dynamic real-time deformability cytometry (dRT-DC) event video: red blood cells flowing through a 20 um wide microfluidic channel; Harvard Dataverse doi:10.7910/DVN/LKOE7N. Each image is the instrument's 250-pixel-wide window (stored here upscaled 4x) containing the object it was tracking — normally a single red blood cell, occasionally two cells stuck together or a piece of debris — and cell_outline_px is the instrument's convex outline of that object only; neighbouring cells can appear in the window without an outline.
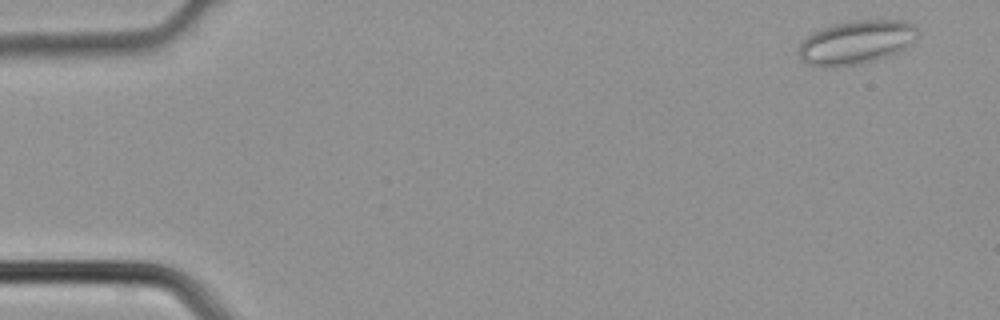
{"species": "common noctule bat (a hibernating species)", "species_latin": "Nyctalus noctula", "temperature_condition": "cold", "stored_images_in_passage": 4, "camera_frame_rate_fps": 3000, "um_per_image_px": 0.085, "animal": {"sex": "male", "body_mass_g": 21.5, "forearm_length_mm": 52.0}, "frame": {"image": 1, "passage_image": 1, "time_ms": 0.0, "image_size_px": [1000, 320], "cell_outline_px": [[916, 36], [904, 48], [888, 56], [876, 60], [860, 64], [836, 68], [820, 68], [804, 64], [800, 60], [800, 44], [812, 32], [832, 24], [856, 20], [904, 20], [912, 24], [916, 28]], "centroid_in_image_um": [72.71, 3.62], "position_along_channel_um": 12.3, "area_um2": 30.46}}